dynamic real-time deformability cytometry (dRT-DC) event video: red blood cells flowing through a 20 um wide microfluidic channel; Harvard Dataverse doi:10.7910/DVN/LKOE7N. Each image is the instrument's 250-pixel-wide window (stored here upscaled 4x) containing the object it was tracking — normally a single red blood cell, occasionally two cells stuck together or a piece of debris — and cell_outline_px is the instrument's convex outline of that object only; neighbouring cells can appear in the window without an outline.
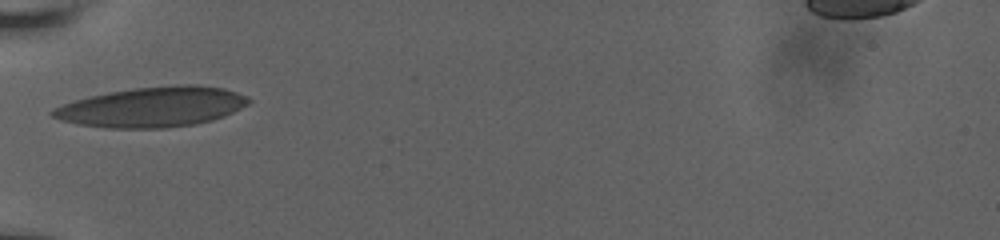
{"species": "human", "species_latin": "Homo sapiens", "temperature_condition": "room temperature", "stored_images_in_passage": 3, "camera_frame_rate_fps": 3000, "um_per_image_px": 0.085, "donor": {"sex": "male"}, "frame": {"image": 1, "passage_image": 1, "time_ms": 0.0, "image_size_px": [1000, 240], "cell_outline_px": [[252, 100], [248, 104], [224, 116], [212, 120], [196, 124], [164, 128], [108, 128], [80, 124], [60, 120], [52, 116], [48, 112], [52, 108], [88, 96], [108, 92], [136, 88], [176, 84], [196, 84], [224, 88], [248, 96]], "centroid_in_image_um": [12.96, 9.08], "position_along_channel_um": 72.0, "area_um2": 45.84}}